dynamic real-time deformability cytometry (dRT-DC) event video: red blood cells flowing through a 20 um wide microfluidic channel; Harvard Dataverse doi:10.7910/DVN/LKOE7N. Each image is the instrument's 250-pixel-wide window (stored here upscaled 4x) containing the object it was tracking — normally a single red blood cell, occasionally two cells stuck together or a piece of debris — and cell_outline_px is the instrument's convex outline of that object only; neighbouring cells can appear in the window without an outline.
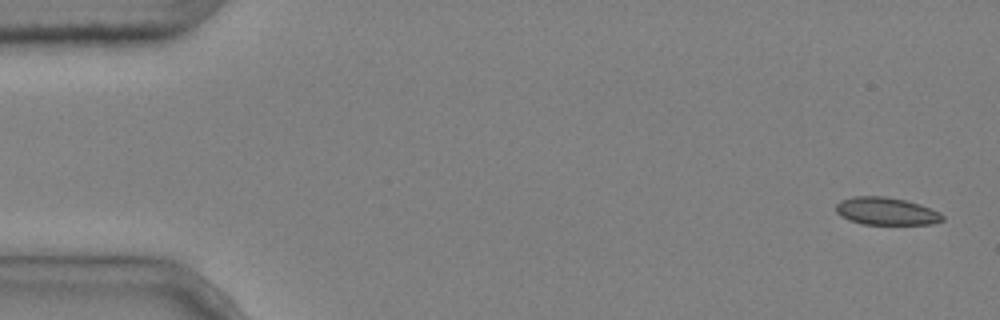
{"species": "common noctule bat (a hibernating species)", "species_latin": "Nyctalus noctula", "temperature_condition": "cold", "stored_images_in_passage": 6, "segment_of_instrument_passage": [2, 2], "camera_frame_rate_fps": 3000, "um_per_image_px": 0.085, "animal": {"sex": "male", "body_mass_g": 20.4}, "frame": {"image": 1, "passage_image": 6, "time_ms": 1.667, "image_size_px": [1000, 320], "cell_outline_px": [[944, 220], [932, 224], [864, 224], [848, 220], [840, 216], [836, 212], [836, 204], [840, 200], [852, 196], [884, 196], [904, 200], [920, 204], [940, 212], [944, 216]], "centroid_in_image_um": [75.31, 17.95], "position_along_channel_um": 9.7, "area_um2": 17.22}}